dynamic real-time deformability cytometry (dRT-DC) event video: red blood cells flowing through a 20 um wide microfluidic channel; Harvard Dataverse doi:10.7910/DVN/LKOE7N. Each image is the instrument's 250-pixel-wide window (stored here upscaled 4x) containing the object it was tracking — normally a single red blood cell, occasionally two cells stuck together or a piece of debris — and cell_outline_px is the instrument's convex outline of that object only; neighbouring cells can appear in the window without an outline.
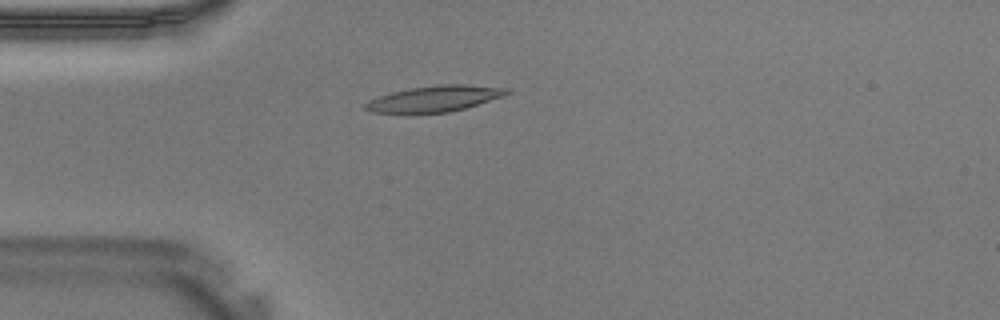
{"species": "Egyptian fruit bat (a non-hibernating species)", "species_latin": "Rousettus aegyptiacus", "temperature_condition": "warm", "stored_images_in_passage": 32, "camera_frame_rate_fps": 3000, "um_per_image_px": 0.085, "animal": {"sex": "male"}, "frame": {"image": 1, "passage_image": 3, "time_ms": 0.667, "image_size_px": [1000, 320], "cell_outline_px": [[512, 92], [504, 96], [464, 108], [448, 112], [368, 112], [364, 108], [364, 104], [368, 100], [392, 92], [412, 88], [440, 84], [464, 84], [508, 88]], "centroid_in_image_um": [36.96, 8.37], "position_along_channel_um": 48.0, "area_um2": 21.04}}
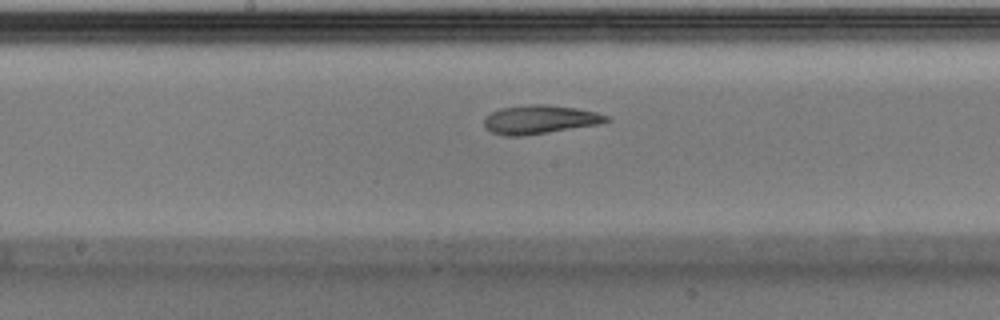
{"frame": {"image": 2, "passage_image": 13, "time_ms": 4.0, "image_size_px": [1000, 320], "cell_outline_px": [[612, 120], [600, 124], [524, 136], [504, 136], [492, 132], [484, 128], [484, 116], [500, 108], [532, 104], [548, 104], [576, 108], [596, 112], [608, 116]], "centroid_in_image_um": [45.87, 10.16], "position_along_channel_um": 202.3, "area_um2": 20.63}}
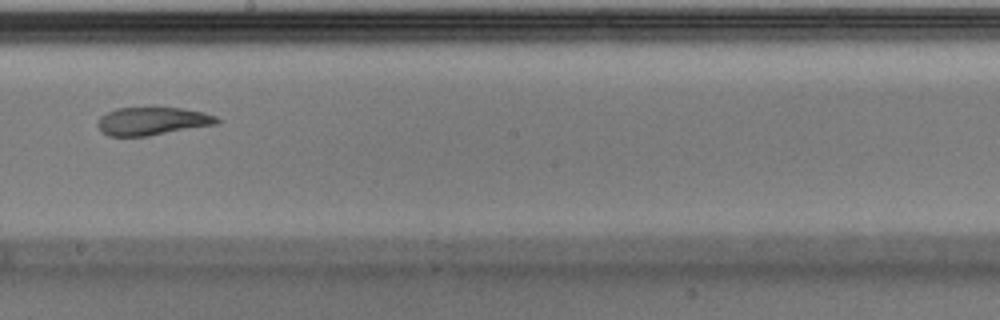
{"frame": {"image": 3, "passage_image": 15, "time_ms": 4.667, "image_size_px": [1000, 320], "cell_outline_px": [[220, 120], [216, 124], [148, 136], [108, 136], [96, 124], [100, 116], [116, 108], [180, 108], [204, 112], [216, 116]], "centroid_in_image_um": [12.94, 10.3], "position_along_channel_um": 235.3, "area_um2": 19.25}}